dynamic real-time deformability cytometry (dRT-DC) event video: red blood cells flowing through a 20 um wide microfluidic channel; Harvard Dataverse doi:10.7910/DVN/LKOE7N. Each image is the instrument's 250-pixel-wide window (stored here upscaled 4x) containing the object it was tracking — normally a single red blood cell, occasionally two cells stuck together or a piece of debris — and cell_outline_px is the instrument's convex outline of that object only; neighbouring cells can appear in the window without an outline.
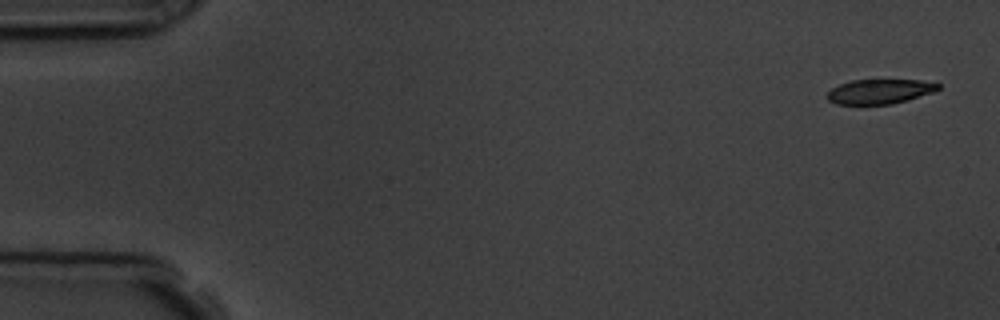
{"species": "common noctule bat (a hibernating species)", "species_latin": "Nyctalus noctula", "temperature_condition": "room temperature", "stored_images_in_passage": 3, "camera_frame_rate_fps": 3000, "um_per_image_px": 0.085, "animal": {"sex": "male", "body_mass_g": 19.5, "forearm_length_mm": 54.6}, "frame": {"image": 1, "passage_image": 1, "time_ms": 0.0, "image_size_px": [1000, 320], "cell_outline_px": [[940, 88], [932, 92], [908, 100], [892, 104], [836, 104], [828, 100], [824, 96], [832, 88], [840, 84], [852, 80], [920, 80], [940, 84]], "centroid_in_image_um": [74.74, 7.78], "position_along_channel_um": 10.3, "area_um2": 15.9}}